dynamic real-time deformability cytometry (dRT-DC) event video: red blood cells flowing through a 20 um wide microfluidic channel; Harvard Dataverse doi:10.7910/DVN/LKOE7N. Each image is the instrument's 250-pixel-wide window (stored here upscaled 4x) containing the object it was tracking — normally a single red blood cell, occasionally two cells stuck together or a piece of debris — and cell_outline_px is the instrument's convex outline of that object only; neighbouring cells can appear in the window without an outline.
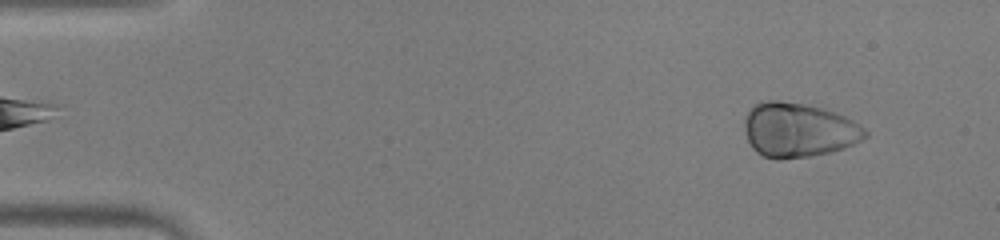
{"species": "human", "species_latin": "Homo sapiens", "temperature_condition": "warm", "stored_images_in_passage": 4, "camera_frame_rate_fps": 3000, "um_per_image_px": 0.085, "donor": {"sex": "male"}, "frame": {"image": 1, "passage_image": 3, "time_ms": 0.667, "image_size_px": [1000, 240], "cell_outline_px": [[868, 136], [844, 148], [832, 152], [812, 156], [780, 160], [776, 160], [764, 156], [756, 152], [752, 148], [744, 132], [744, 120], [748, 112], [756, 104], [768, 100], [776, 100], [804, 104], [824, 108], [836, 112], [852, 120], [864, 128], [868, 132]], "centroid_in_image_um": [67.87, 11.07], "position_along_channel_um": 17.1, "area_um2": 38.44}}